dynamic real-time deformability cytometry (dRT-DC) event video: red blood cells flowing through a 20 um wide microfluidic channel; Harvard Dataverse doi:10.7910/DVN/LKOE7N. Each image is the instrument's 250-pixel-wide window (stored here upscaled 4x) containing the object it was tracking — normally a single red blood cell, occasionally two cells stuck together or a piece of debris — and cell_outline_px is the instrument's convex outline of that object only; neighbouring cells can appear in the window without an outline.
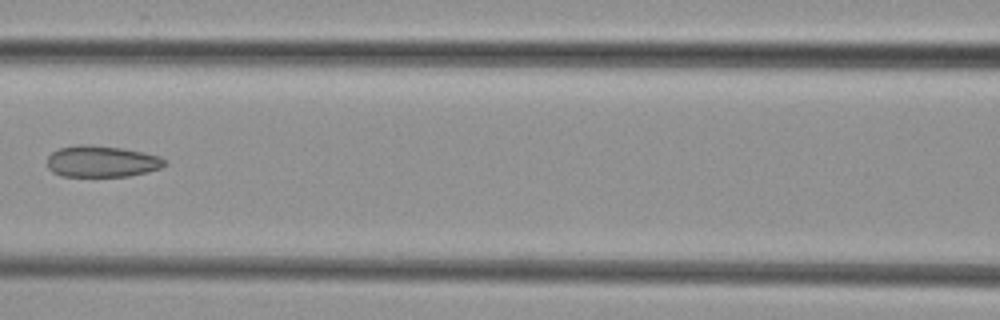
{"species": "common noctule bat (a hibernating species)", "species_latin": "Nyctalus noctula", "temperature_condition": "cold", "stored_images_in_passage": 4, "camera_frame_rate_fps": 3000, "um_per_image_px": 0.085, "animal": {"sex": "female", "body_mass_g": 29.2, "forearm_length_mm": 56.3}, "frame": {"image": 1, "passage_image": 3, "time_ms": 2.333, "image_size_px": [1000, 320], "cell_outline_px": [[168, 164], [160, 168], [148, 172], [128, 176], [60, 176], [52, 172], [48, 168], [48, 156], [52, 152], [60, 148], [76, 144], [92, 144], [120, 148], [144, 152], [160, 156]], "centroid_in_image_um": [8.65, 13.71], "position_along_channel_um": 158.0, "area_um2": 21.68}}
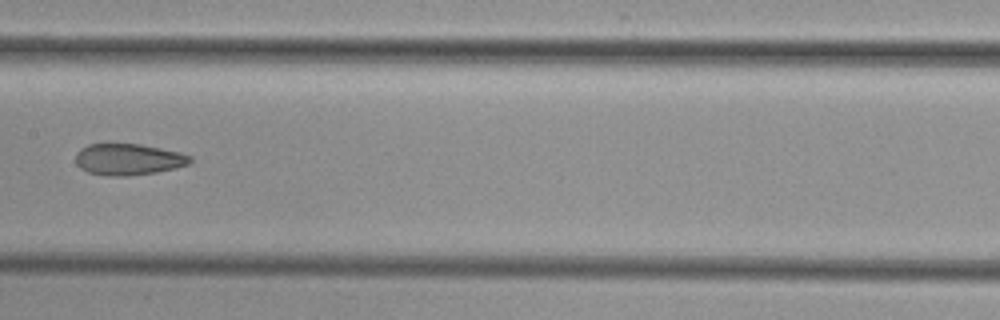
{"frame": {"image": 2, "passage_image": 4, "time_ms": 3.333, "image_size_px": [1000, 320], "cell_outline_px": [[192, 160], [188, 164], [176, 168], [156, 172], [128, 176], [108, 176], [88, 172], [80, 168], [76, 164], [76, 152], [80, 148], [88, 144], [140, 144], [180, 152], [192, 156]], "centroid_in_image_um": [10.9, 13.55], "position_along_channel_um": 196.5, "area_um2": 21.04}}